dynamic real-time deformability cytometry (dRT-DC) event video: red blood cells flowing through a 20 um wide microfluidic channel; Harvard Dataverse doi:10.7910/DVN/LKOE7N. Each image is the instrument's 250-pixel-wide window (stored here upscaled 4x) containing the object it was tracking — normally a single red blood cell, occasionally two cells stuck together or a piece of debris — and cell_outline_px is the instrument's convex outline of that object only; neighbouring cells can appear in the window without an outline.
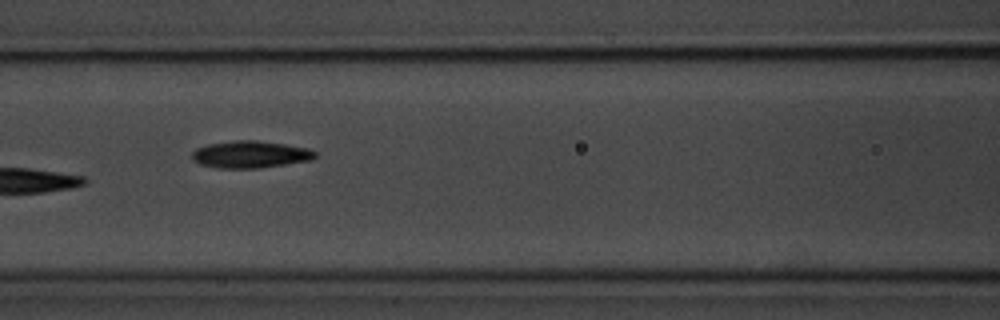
{"species": "common noctule bat (a hibernating species)", "species_latin": "Nyctalus noctula", "temperature_condition": "room temperature", "stored_images_in_passage": 9, "camera_frame_rate_fps": 3000, "um_per_image_px": 0.085, "animal": {"sex": "male", "body_mass_g": 20.1, "forearm_length_mm": 53.5}, "frame": {"image": 1, "passage_image": 6, "time_ms": 6.0, "image_size_px": [1000, 320], "cell_outline_px": [[316, 156], [312, 160], [256, 168], [220, 168], [200, 164], [192, 160], [192, 152], [196, 148], [208, 144], [232, 140], [256, 140], [284, 144], [308, 148], [316, 152]], "centroid_in_image_um": [21.26, 13.12], "position_along_channel_um": 145.3, "area_um2": 19.36}}